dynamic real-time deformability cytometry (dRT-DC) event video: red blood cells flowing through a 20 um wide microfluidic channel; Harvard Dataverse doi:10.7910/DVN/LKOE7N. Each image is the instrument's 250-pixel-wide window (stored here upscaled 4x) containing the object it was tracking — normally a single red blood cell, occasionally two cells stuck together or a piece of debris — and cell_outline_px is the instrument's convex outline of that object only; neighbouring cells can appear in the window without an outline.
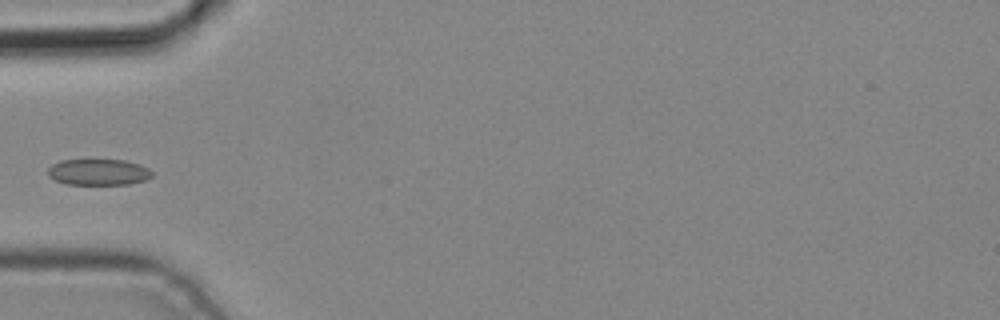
{"species": "common noctule bat (a hibernating species)", "species_latin": "Nyctalus noctula", "temperature_condition": "cold", "stored_images_in_passage": 5, "camera_frame_rate_fps": 3000, "um_per_image_px": 0.085, "animal": {"sex": "male", "body_mass_g": 19.2, "forearm_length_mm": 51.8}, "frame": {"image": 1, "passage_image": 4, "time_ms": 1.0, "image_size_px": [1000, 320], "cell_outline_px": [[152, 176], [144, 180], [128, 184], [68, 184], [56, 180], [48, 176], [48, 168], [52, 164], [60, 160], [124, 160], [140, 164], [148, 168], [152, 172]], "centroid_in_image_um": [8.36, 14.62], "position_along_channel_um": 76.6, "area_um2": 15.78}}
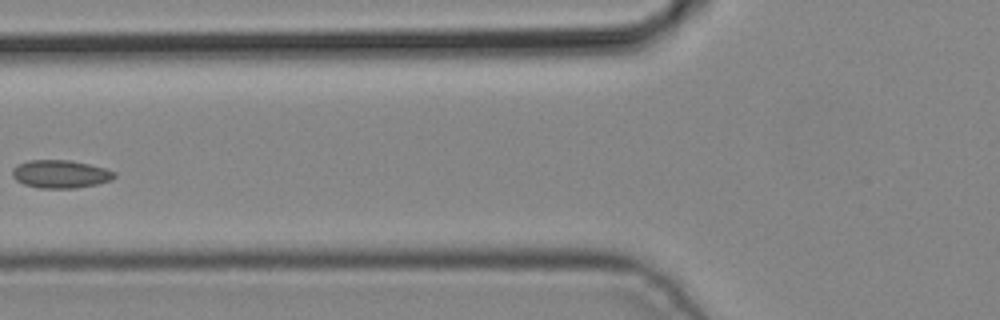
{"frame": {"image": 2, "passage_image": 5, "time_ms": 1.333, "image_size_px": [1000, 320], "cell_outline_px": [[116, 176], [112, 180], [96, 184], [76, 188], [40, 188], [24, 184], [16, 180], [12, 176], [12, 168], [16, 164], [28, 160], [72, 160], [104, 168], [116, 172]], "centroid_in_image_um": [5.12, 14.79], "position_along_channel_um": 120.7, "area_um2": 16.76}}